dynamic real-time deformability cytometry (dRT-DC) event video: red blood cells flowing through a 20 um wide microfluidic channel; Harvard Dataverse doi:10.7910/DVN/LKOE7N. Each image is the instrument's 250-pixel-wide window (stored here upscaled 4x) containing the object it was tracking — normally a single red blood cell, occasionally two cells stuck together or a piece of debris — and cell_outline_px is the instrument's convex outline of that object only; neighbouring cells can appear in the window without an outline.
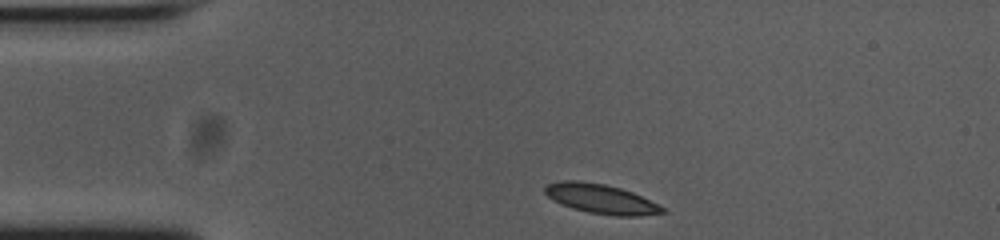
{"species": "common noctule bat (a hibernating species)", "species_latin": "Nyctalus noctula", "temperature_condition": "cold", "stored_images_in_passage": 36, "camera_frame_rate_fps": 3000, "um_per_image_px": 0.085, "animal": {"sex": "female", "body_mass_g": 23.0, "forearm_length_mm": 53.4}, "frame": {"image": 1, "passage_image": 1, "time_ms": 0.0, "image_size_px": [1000, 240], "cell_outline_px": [[668, 212], [640, 216], [616, 216], [588, 212], [572, 208], [560, 204], [552, 200], [544, 192], [544, 188], [548, 184], [560, 180], [576, 180], [604, 184], [620, 188], [632, 192], [664, 208]], "centroid_in_image_um": [51.04, 16.91], "position_along_channel_um": 34.0, "area_um2": 20.11}}
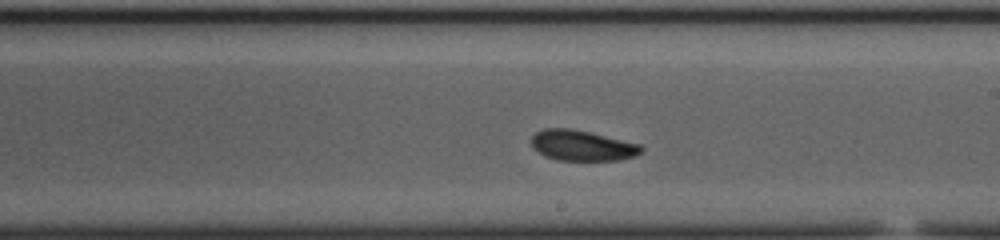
{"frame": {"image": 2, "passage_image": 21, "time_ms": 6.667, "image_size_px": [1000, 240], "cell_outline_px": [[644, 148], [636, 156], [620, 160], [556, 160], [544, 156], [532, 148], [532, 136], [536, 132], [544, 128], [568, 128], [588, 132], [640, 144]], "centroid_in_image_um": [49.46, 12.38], "position_along_channel_um": 239.5, "area_um2": 19.48}}
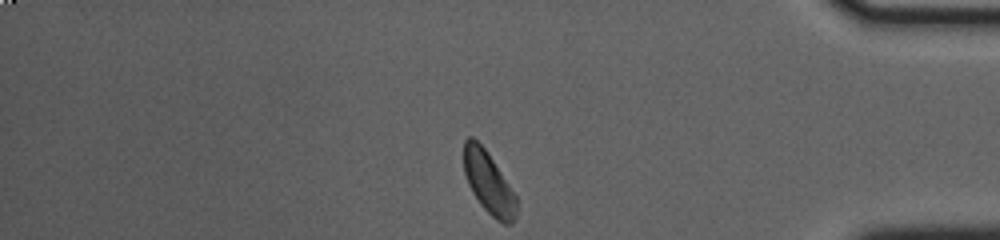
{"frame": {"image": 3, "passage_image": 36, "time_ms": 11.667, "image_size_px": [1000, 240], "cell_outline_px": [[516, 220], [512, 224], [504, 224], [496, 220], [480, 204], [472, 192], [468, 184], [464, 172], [464, 140], [468, 136], [472, 136], [484, 148], [516, 196]], "centroid_in_image_um": [41.52, 15.56], "position_along_channel_um": 393.7, "area_um2": 18.73}, "authors_computed_cell_mechanics": {"area_um2": 19.6231, "velocity_mm_per_s": 3.7013, "shape_relaxation_time_tau1_ms": 4.7616, "shape_relaxation_time_tau2_ms": 3.3771, "deformation_change_tau1": 0.0975, "deformation_change_tau2": 0.0814}}